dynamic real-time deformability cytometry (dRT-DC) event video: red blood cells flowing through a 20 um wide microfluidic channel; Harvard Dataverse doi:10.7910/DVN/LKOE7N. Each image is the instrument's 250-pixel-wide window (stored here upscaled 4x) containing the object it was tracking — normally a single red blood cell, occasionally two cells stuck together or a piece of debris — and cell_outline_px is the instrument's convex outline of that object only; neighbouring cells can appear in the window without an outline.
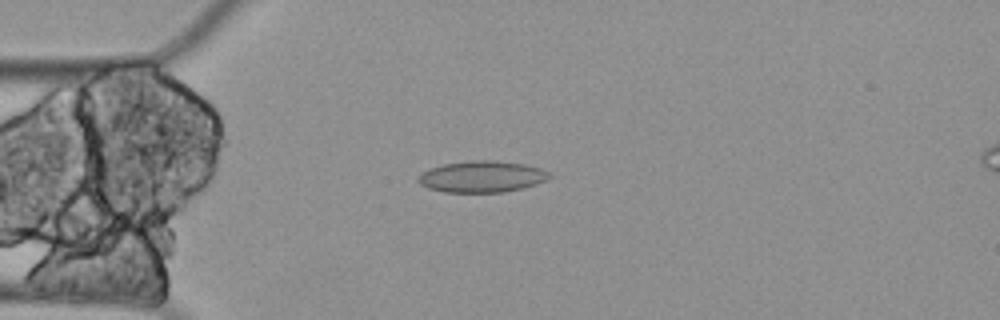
{"species": "Egyptian fruit bat (a non-hibernating species)", "species_latin": "Rousettus aegyptiacus", "temperature_condition": "cold", "stored_images_in_passage": 47, "camera_frame_rate_fps": 3000, "um_per_image_px": 0.085, "animal": {"sex": "female"}, "frame": {"image": 1, "passage_image": 3, "time_ms": 0.667, "image_size_px": [1000, 320], "cell_outline_px": [[552, 176], [536, 184], [504, 192], [444, 192], [428, 188], [420, 184], [416, 180], [424, 172], [432, 168], [444, 164], [468, 160], [492, 160], [524, 164], [540, 168], [548, 172]], "centroid_in_image_um": [40.95, 15.01], "position_along_channel_um": 44.0, "area_um2": 23.76}}
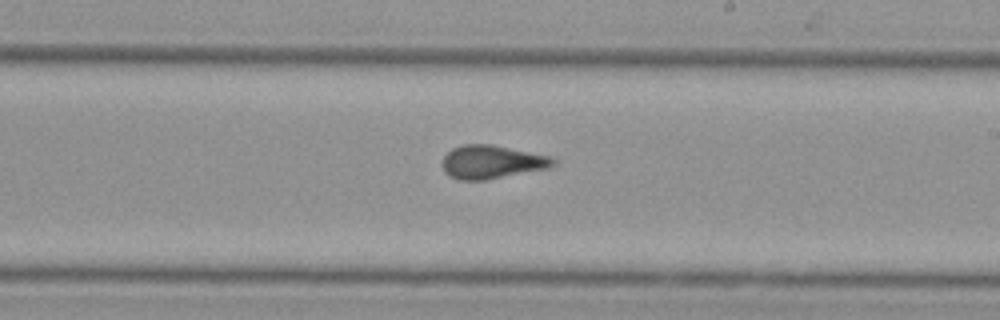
{"frame": {"image": 2, "passage_image": 22, "time_ms": 7.0, "image_size_px": [1000, 320], "cell_outline_px": [[556, 164], [548, 168], [488, 180], [460, 180], [448, 176], [444, 172], [440, 164], [444, 156], [452, 148], [464, 144], [492, 144], [552, 156], [556, 160]], "centroid_in_image_um": [41.79, 13.77], "position_along_channel_um": 247.2, "area_um2": 21.96}}
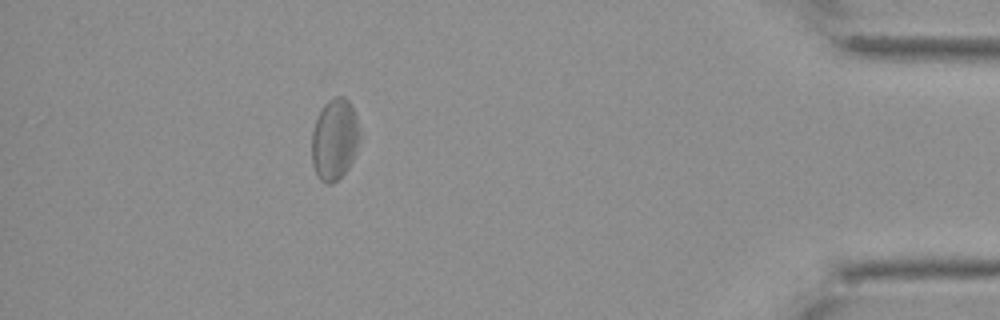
{"frame": {"image": 3, "passage_image": 41, "time_ms": 13.333, "image_size_px": [1000, 320], "cell_outline_px": [[356, 148], [344, 172], [332, 184], [324, 184], [320, 180], [312, 164], [312, 132], [316, 120], [324, 104], [328, 100], [336, 96], [344, 96], [352, 104], [356, 116]], "centroid_in_image_um": [28.38, 11.82], "position_along_channel_um": 406.8, "area_um2": 21.91}, "authors_computed_cell_mechanics": {"area_um2": 21.9062, "velocity_mm_per_s": 3.2988, "shape_relaxation_time_tau1_ms": null, "shape_relaxation_time_tau2_ms": 3.4163, "deformation_change_tau1": null, "deformation_change_tau2": 0.0978}}